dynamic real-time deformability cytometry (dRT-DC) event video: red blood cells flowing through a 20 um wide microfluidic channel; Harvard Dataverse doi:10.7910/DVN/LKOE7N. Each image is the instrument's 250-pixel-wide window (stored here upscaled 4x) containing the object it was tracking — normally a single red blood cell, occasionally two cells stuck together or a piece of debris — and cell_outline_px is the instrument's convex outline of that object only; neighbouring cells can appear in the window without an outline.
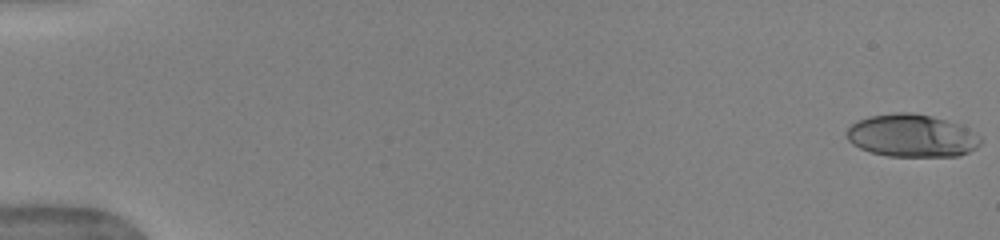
{"species": "human", "species_latin": "Homo sapiens", "temperature_condition": "warm", "stored_images_in_passage": 52, "camera_frame_rate_fps": 3000, "um_per_image_px": 0.085, "donor": {"sex": "female"}, "frame": {"image": 1, "passage_image": 1, "time_ms": 0.0, "image_size_px": [1000, 240], "cell_outline_px": [[984, 140], [976, 148], [960, 156], [888, 156], [872, 152], [860, 148], [852, 144], [848, 140], [844, 132], [856, 120], [868, 116], [896, 112], [912, 112], [932, 116], [968, 128], [976, 132]], "centroid_in_image_um": [77.49, 11.53], "position_along_channel_um": 7.5, "area_um2": 33.58}}
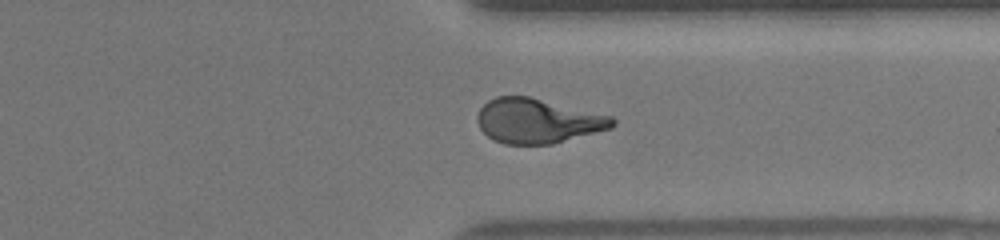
{"frame": {"image": 2, "passage_image": 41, "time_ms": 13.333, "image_size_px": [1000, 240], "cell_outline_px": [[616, 124], [612, 128], [552, 144], [504, 144], [488, 136], [480, 128], [476, 120], [476, 116], [480, 108], [488, 100], [496, 96], [528, 96], [612, 116], [616, 120]], "centroid_in_image_um": [45.7, 10.27], "position_along_channel_um": 365.7, "area_um2": 35.08}}
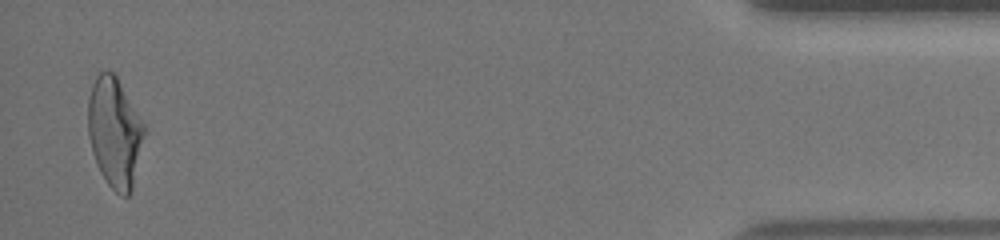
{"frame": {"image": 3, "passage_image": 51, "time_ms": 16.667, "image_size_px": [1000, 240], "cell_outline_px": [[144, 132], [132, 192], [128, 196], [120, 196], [108, 184], [100, 172], [96, 164], [92, 152], [88, 136], [88, 100], [92, 84], [96, 76], [104, 68], [112, 72], [116, 76], [144, 124]], "centroid_in_image_um": [9.72, 11.26], "position_along_channel_um": 425.5, "area_um2": 35.78}, "authors_computed_cell_mechanics": {"area_um2": 34.5066, "velocity_mm_per_s": 3.9771, "shape_relaxation_time_tau1_ms": 7.5427, "shape_relaxation_time_tau2_ms": 1.2533, "deformation_change_tau1": 0.2572, "deformation_change_tau2": 0.1018}}